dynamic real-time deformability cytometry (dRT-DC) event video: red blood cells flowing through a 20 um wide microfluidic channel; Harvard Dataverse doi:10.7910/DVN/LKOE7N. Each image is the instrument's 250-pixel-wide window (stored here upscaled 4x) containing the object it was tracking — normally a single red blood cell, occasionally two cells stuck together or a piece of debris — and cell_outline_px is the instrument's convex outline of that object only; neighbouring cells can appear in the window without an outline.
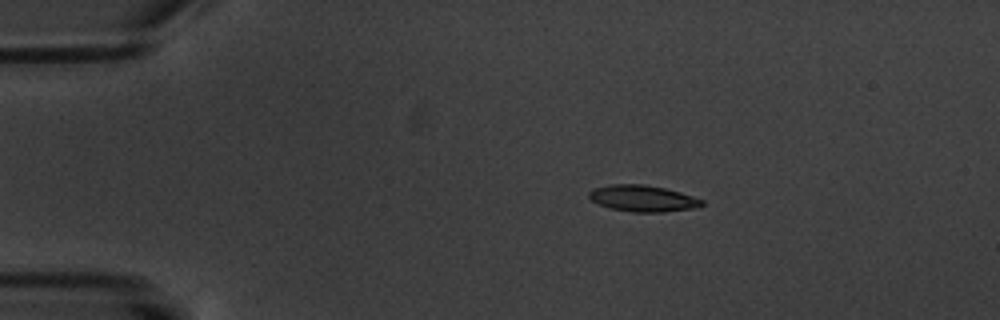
{"species": "common noctule bat (a hibernating species)", "species_latin": "Nyctalus noctula", "temperature_condition": "warm", "stored_images_in_passage": 6, "camera_frame_rate_fps": 3000, "um_per_image_px": 0.085, "animal": {"sex": "male", "body_mass_g": 20.1, "forearm_length_mm": 53.5}, "frame": {"image": 1, "passage_image": 4, "time_ms": 3.667, "image_size_px": [1000, 320], "cell_outline_px": [[704, 204], [696, 208], [660, 212], [632, 212], [612, 208], [600, 204], [592, 200], [588, 196], [588, 192], [596, 188], [612, 184], [644, 184], [664, 188], [680, 192], [704, 200]], "centroid_in_image_um": [54.67, 16.86], "position_along_channel_um": 30.3, "area_um2": 17.17}}